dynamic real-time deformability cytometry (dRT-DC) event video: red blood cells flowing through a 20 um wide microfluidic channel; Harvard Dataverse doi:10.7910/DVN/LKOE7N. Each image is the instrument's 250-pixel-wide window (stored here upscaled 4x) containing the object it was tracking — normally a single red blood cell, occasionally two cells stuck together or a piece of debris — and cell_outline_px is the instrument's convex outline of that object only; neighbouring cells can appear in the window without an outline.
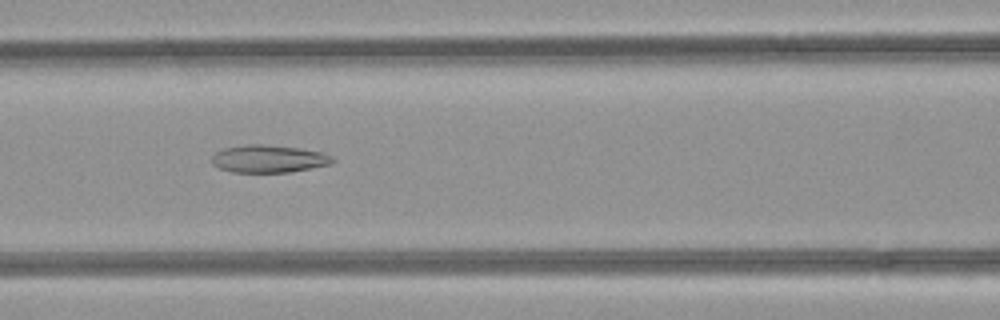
{"species": "common noctule bat (a hibernating species)", "species_latin": "Nyctalus noctula", "temperature_condition": "room temperature", "stored_images_in_passage": 44, "camera_frame_rate_fps": 3000, "um_per_image_px": 0.085, "animal": {"sex": "female", "body_mass_g": 21.9}, "frame": {"image": 1, "passage_image": 21, "time_ms": 6.667, "image_size_px": [1000, 320], "cell_outline_px": [[336, 160], [332, 164], [292, 172], [232, 172], [220, 168], [212, 164], [212, 156], [216, 152], [224, 148], [248, 144], [264, 144], [300, 148], [324, 152], [332, 156]], "centroid_in_image_um": [22.89, 13.5], "position_along_channel_um": 143.7, "area_um2": 19.59}}
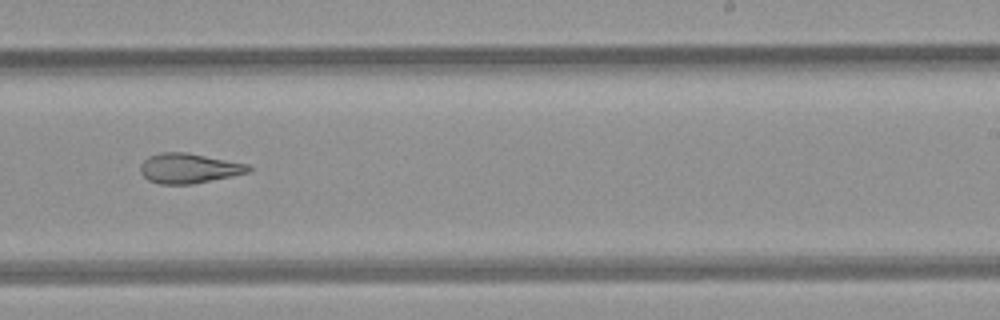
{"frame": {"image": 2, "passage_image": 30, "time_ms": 9.667, "image_size_px": [1000, 320], "cell_outline_px": [[252, 168], [248, 172], [232, 176], [192, 184], [160, 184], [148, 180], [140, 172], [140, 164], [148, 156], [160, 152], [188, 152], [248, 164]], "centroid_in_image_um": [16.03, 14.29], "position_along_channel_um": 273.0, "area_um2": 18.9}}
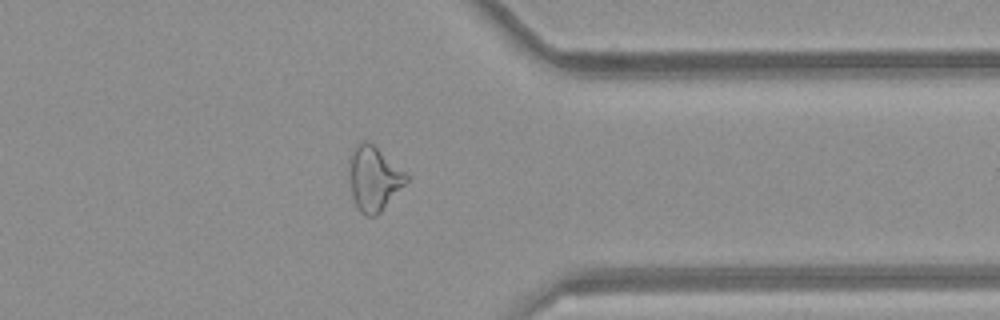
{"frame": {"image": 3, "passage_image": 38, "time_ms": 12.333, "image_size_px": [1000, 320], "cell_outline_px": [[412, 176], [380, 212], [376, 216], [368, 216], [360, 212], [352, 196], [348, 168], [352, 152], [356, 144], [360, 140], [364, 140], [372, 144]], "centroid_in_image_um": [31.79, 15.16], "position_along_channel_um": 379.6, "area_um2": 21.44}}